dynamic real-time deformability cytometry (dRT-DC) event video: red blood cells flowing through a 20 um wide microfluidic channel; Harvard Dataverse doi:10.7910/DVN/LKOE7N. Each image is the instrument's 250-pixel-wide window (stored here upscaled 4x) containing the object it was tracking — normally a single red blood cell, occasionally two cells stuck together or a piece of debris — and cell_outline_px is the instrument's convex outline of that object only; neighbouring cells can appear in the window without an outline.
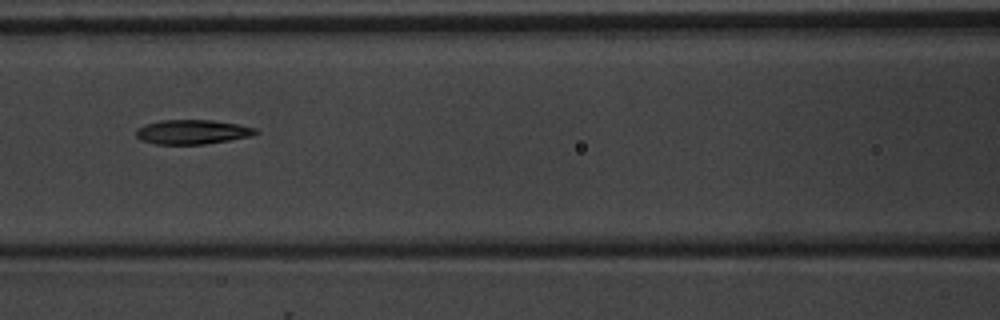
{"species": "common noctule bat (a hibernating species)", "species_latin": "Nyctalus noctula", "temperature_condition": "warm", "stored_images_in_passage": 8, "camera_frame_rate_fps": 3000, "um_per_image_px": 0.085, "animal": {"sex": "male", "body_mass_g": 20.1, "forearm_length_mm": 53.5}, "frame": {"image": 1, "passage_image": 7, "time_ms": 7.667, "image_size_px": [1000, 320], "cell_outline_px": [[260, 132], [252, 136], [204, 144], [156, 144], [140, 140], [136, 136], [136, 128], [144, 124], [160, 120], [212, 120], [236, 124], [256, 128]], "centroid_in_image_um": [16.32, 11.21], "position_along_channel_um": 150.3, "area_um2": 17.05}}
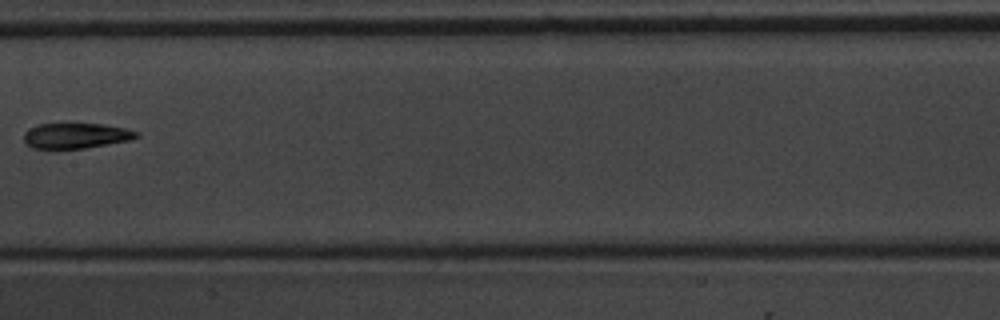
{"frame": {"image": 2, "passage_image": 8, "time_ms": 9.0, "image_size_px": [1000, 320], "cell_outline_px": [[140, 136], [132, 140], [84, 148], [32, 148], [24, 144], [24, 132], [28, 128], [36, 124], [104, 124], [124, 128], [140, 132]], "centroid_in_image_um": [6.45, 11.53], "position_along_channel_um": 200.9, "area_um2": 16.76}}